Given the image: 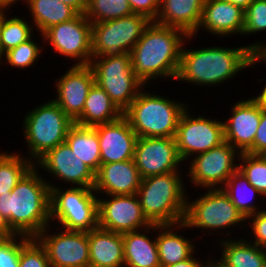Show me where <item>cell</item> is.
<instances>
[{
  "label": "cell",
  "mask_w": 266,
  "mask_h": 267,
  "mask_svg": "<svg viewBox=\"0 0 266 267\" xmlns=\"http://www.w3.org/2000/svg\"><path fill=\"white\" fill-rule=\"evenodd\" d=\"M250 222L251 232L250 235L254 238L249 240L253 244H256L259 247L266 248V209L251 215L247 218V221Z\"/></svg>",
  "instance_id": "40"
},
{
  "label": "cell",
  "mask_w": 266,
  "mask_h": 267,
  "mask_svg": "<svg viewBox=\"0 0 266 267\" xmlns=\"http://www.w3.org/2000/svg\"><path fill=\"white\" fill-rule=\"evenodd\" d=\"M133 160L142 179L178 171L183 163L173 137H138Z\"/></svg>",
  "instance_id": "16"
},
{
  "label": "cell",
  "mask_w": 266,
  "mask_h": 267,
  "mask_svg": "<svg viewBox=\"0 0 266 267\" xmlns=\"http://www.w3.org/2000/svg\"><path fill=\"white\" fill-rule=\"evenodd\" d=\"M245 10L225 0H205L202 9V16L193 35L197 37L198 31H208L217 37H229L234 34H241L244 30Z\"/></svg>",
  "instance_id": "21"
},
{
  "label": "cell",
  "mask_w": 266,
  "mask_h": 267,
  "mask_svg": "<svg viewBox=\"0 0 266 267\" xmlns=\"http://www.w3.org/2000/svg\"><path fill=\"white\" fill-rule=\"evenodd\" d=\"M4 54L2 53V49L0 46V64H2V59H3Z\"/></svg>",
  "instance_id": "51"
},
{
  "label": "cell",
  "mask_w": 266,
  "mask_h": 267,
  "mask_svg": "<svg viewBox=\"0 0 266 267\" xmlns=\"http://www.w3.org/2000/svg\"><path fill=\"white\" fill-rule=\"evenodd\" d=\"M192 38L180 29L152 21L130 52L134 75L145 86L158 78L176 79L182 45Z\"/></svg>",
  "instance_id": "1"
},
{
  "label": "cell",
  "mask_w": 266,
  "mask_h": 267,
  "mask_svg": "<svg viewBox=\"0 0 266 267\" xmlns=\"http://www.w3.org/2000/svg\"><path fill=\"white\" fill-rule=\"evenodd\" d=\"M266 31V0H254L244 14L242 35H254Z\"/></svg>",
  "instance_id": "38"
},
{
  "label": "cell",
  "mask_w": 266,
  "mask_h": 267,
  "mask_svg": "<svg viewBox=\"0 0 266 267\" xmlns=\"http://www.w3.org/2000/svg\"><path fill=\"white\" fill-rule=\"evenodd\" d=\"M17 233L11 228L8 220L0 213V236L2 238L13 237Z\"/></svg>",
  "instance_id": "45"
},
{
  "label": "cell",
  "mask_w": 266,
  "mask_h": 267,
  "mask_svg": "<svg viewBox=\"0 0 266 267\" xmlns=\"http://www.w3.org/2000/svg\"><path fill=\"white\" fill-rule=\"evenodd\" d=\"M141 181L134 160L101 164L96 173L94 191L98 196L137 194Z\"/></svg>",
  "instance_id": "22"
},
{
  "label": "cell",
  "mask_w": 266,
  "mask_h": 267,
  "mask_svg": "<svg viewBox=\"0 0 266 267\" xmlns=\"http://www.w3.org/2000/svg\"><path fill=\"white\" fill-rule=\"evenodd\" d=\"M33 166L7 194L0 195V213L20 235L35 238L50 220V187Z\"/></svg>",
  "instance_id": "2"
},
{
  "label": "cell",
  "mask_w": 266,
  "mask_h": 267,
  "mask_svg": "<svg viewBox=\"0 0 266 267\" xmlns=\"http://www.w3.org/2000/svg\"><path fill=\"white\" fill-rule=\"evenodd\" d=\"M106 196L103 199L98 196L99 228L123 234L151 225L142 211L137 194Z\"/></svg>",
  "instance_id": "15"
},
{
  "label": "cell",
  "mask_w": 266,
  "mask_h": 267,
  "mask_svg": "<svg viewBox=\"0 0 266 267\" xmlns=\"http://www.w3.org/2000/svg\"><path fill=\"white\" fill-rule=\"evenodd\" d=\"M230 3H233L236 6L241 7L243 10H246L248 6L254 1V0H225Z\"/></svg>",
  "instance_id": "48"
},
{
  "label": "cell",
  "mask_w": 266,
  "mask_h": 267,
  "mask_svg": "<svg viewBox=\"0 0 266 267\" xmlns=\"http://www.w3.org/2000/svg\"><path fill=\"white\" fill-rule=\"evenodd\" d=\"M266 152V106H262L261 119L254 139V155Z\"/></svg>",
  "instance_id": "42"
},
{
  "label": "cell",
  "mask_w": 266,
  "mask_h": 267,
  "mask_svg": "<svg viewBox=\"0 0 266 267\" xmlns=\"http://www.w3.org/2000/svg\"><path fill=\"white\" fill-rule=\"evenodd\" d=\"M19 1L20 0H0V9L9 10L10 6L14 5L16 2L19 3Z\"/></svg>",
  "instance_id": "49"
},
{
  "label": "cell",
  "mask_w": 266,
  "mask_h": 267,
  "mask_svg": "<svg viewBox=\"0 0 266 267\" xmlns=\"http://www.w3.org/2000/svg\"><path fill=\"white\" fill-rule=\"evenodd\" d=\"M31 237L17 234L0 239V267H19L20 251Z\"/></svg>",
  "instance_id": "37"
},
{
  "label": "cell",
  "mask_w": 266,
  "mask_h": 267,
  "mask_svg": "<svg viewBox=\"0 0 266 267\" xmlns=\"http://www.w3.org/2000/svg\"><path fill=\"white\" fill-rule=\"evenodd\" d=\"M232 106L229 119L223 121L225 141L239 153L254 154V139L262 106L251 97L239 100Z\"/></svg>",
  "instance_id": "18"
},
{
  "label": "cell",
  "mask_w": 266,
  "mask_h": 267,
  "mask_svg": "<svg viewBox=\"0 0 266 267\" xmlns=\"http://www.w3.org/2000/svg\"><path fill=\"white\" fill-rule=\"evenodd\" d=\"M133 13L141 14L155 21L160 10V0H128Z\"/></svg>",
  "instance_id": "41"
},
{
  "label": "cell",
  "mask_w": 266,
  "mask_h": 267,
  "mask_svg": "<svg viewBox=\"0 0 266 267\" xmlns=\"http://www.w3.org/2000/svg\"><path fill=\"white\" fill-rule=\"evenodd\" d=\"M175 100L150 93L149 90L146 92L144 86L123 116L137 137L175 138L179 118L188 107L184 102Z\"/></svg>",
  "instance_id": "5"
},
{
  "label": "cell",
  "mask_w": 266,
  "mask_h": 267,
  "mask_svg": "<svg viewBox=\"0 0 266 267\" xmlns=\"http://www.w3.org/2000/svg\"><path fill=\"white\" fill-rule=\"evenodd\" d=\"M92 23L85 14L54 25L40 34L42 41L56 54L75 60L74 65H89L92 58Z\"/></svg>",
  "instance_id": "13"
},
{
  "label": "cell",
  "mask_w": 266,
  "mask_h": 267,
  "mask_svg": "<svg viewBox=\"0 0 266 267\" xmlns=\"http://www.w3.org/2000/svg\"><path fill=\"white\" fill-rule=\"evenodd\" d=\"M23 118V133L29 149L26 157L33 164L49 150L64 143L74 124L53 100L32 108Z\"/></svg>",
  "instance_id": "6"
},
{
  "label": "cell",
  "mask_w": 266,
  "mask_h": 267,
  "mask_svg": "<svg viewBox=\"0 0 266 267\" xmlns=\"http://www.w3.org/2000/svg\"><path fill=\"white\" fill-rule=\"evenodd\" d=\"M60 1L70 5L79 14H85L87 8V0H60Z\"/></svg>",
  "instance_id": "46"
},
{
  "label": "cell",
  "mask_w": 266,
  "mask_h": 267,
  "mask_svg": "<svg viewBox=\"0 0 266 267\" xmlns=\"http://www.w3.org/2000/svg\"><path fill=\"white\" fill-rule=\"evenodd\" d=\"M237 156V157H236ZM240 153L228 142L197 154L187 163L189 181L194 187L206 189L222 188L228 178L238 170Z\"/></svg>",
  "instance_id": "12"
},
{
  "label": "cell",
  "mask_w": 266,
  "mask_h": 267,
  "mask_svg": "<svg viewBox=\"0 0 266 267\" xmlns=\"http://www.w3.org/2000/svg\"><path fill=\"white\" fill-rule=\"evenodd\" d=\"M151 230L155 231V224L123 233L124 267H161L156 236H148Z\"/></svg>",
  "instance_id": "26"
},
{
  "label": "cell",
  "mask_w": 266,
  "mask_h": 267,
  "mask_svg": "<svg viewBox=\"0 0 266 267\" xmlns=\"http://www.w3.org/2000/svg\"><path fill=\"white\" fill-rule=\"evenodd\" d=\"M257 95L258 96H253V99L261 106H266V83L264 84L261 92Z\"/></svg>",
  "instance_id": "47"
},
{
  "label": "cell",
  "mask_w": 266,
  "mask_h": 267,
  "mask_svg": "<svg viewBox=\"0 0 266 267\" xmlns=\"http://www.w3.org/2000/svg\"><path fill=\"white\" fill-rule=\"evenodd\" d=\"M7 12L10 11L0 9V46L3 54L34 37V26L31 21L29 23L15 15L9 17Z\"/></svg>",
  "instance_id": "32"
},
{
  "label": "cell",
  "mask_w": 266,
  "mask_h": 267,
  "mask_svg": "<svg viewBox=\"0 0 266 267\" xmlns=\"http://www.w3.org/2000/svg\"><path fill=\"white\" fill-rule=\"evenodd\" d=\"M143 178L137 196L144 215L151 224L171 225L184 222L187 190L183 172Z\"/></svg>",
  "instance_id": "4"
},
{
  "label": "cell",
  "mask_w": 266,
  "mask_h": 267,
  "mask_svg": "<svg viewBox=\"0 0 266 267\" xmlns=\"http://www.w3.org/2000/svg\"><path fill=\"white\" fill-rule=\"evenodd\" d=\"M37 32L43 34L50 27L75 18L79 13L60 0H24Z\"/></svg>",
  "instance_id": "29"
},
{
  "label": "cell",
  "mask_w": 266,
  "mask_h": 267,
  "mask_svg": "<svg viewBox=\"0 0 266 267\" xmlns=\"http://www.w3.org/2000/svg\"><path fill=\"white\" fill-rule=\"evenodd\" d=\"M152 21L141 14L92 23V57L130 53Z\"/></svg>",
  "instance_id": "10"
},
{
  "label": "cell",
  "mask_w": 266,
  "mask_h": 267,
  "mask_svg": "<svg viewBox=\"0 0 266 267\" xmlns=\"http://www.w3.org/2000/svg\"><path fill=\"white\" fill-rule=\"evenodd\" d=\"M194 254L188 259L178 262L167 267H206L207 262H202L201 259L195 258Z\"/></svg>",
  "instance_id": "44"
},
{
  "label": "cell",
  "mask_w": 266,
  "mask_h": 267,
  "mask_svg": "<svg viewBox=\"0 0 266 267\" xmlns=\"http://www.w3.org/2000/svg\"><path fill=\"white\" fill-rule=\"evenodd\" d=\"M215 260V261H214ZM210 259L207 261L206 267H226L224 264H222L218 259Z\"/></svg>",
  "instance_id": "50"
},
{
  "label": "cell",
  "mask_w": 266,
  "mask_h": 267,
  "mask_svg": "<svg viewBox=\"0 0 266 267\" xmlns=\"http://www.w3.org/2000/svg\"><path fill=\"white\" fill-rule=\"evenodd\" d=\"M133 14L128 0H87L85 16L91 23L118 19Z\"/></svg>",
  "instance_id": "34"
},
{
  "label": "cell",
  "mask_w": 266,
  "mask_h": 267,
  "mask_svg": "<svg viewBox=\"0 0 266 267\" xmlns=\"http://www.w3.org/2000/svg\"><path fill=\"white\" fill-rule=\"evenodd\" d=\"M205 0H160L155 23L182 30L187 36L198 29Z\"/></svg>",
  "instance_id": "23"
},
{
  "label": "cell",
  "mask_w": 266,
  "mask_h": 267,
  "mask_svg": "<svg viewBox=\"0 0 266 267\" xmlns=\"http://www.w3.org/2000/svg\"><path fill=\"white\" fill-rule=\"evenodd\" d=\"M182 228H185L184 222L171 225L155 224V231L158 234L156 243L161 267L184 261L195 253V247L197 246H195L194 242L190 238L186 239L183 234L180 235L178 233V229L181 231Z\"/></svg>",
  "instance_id": "25"
},
{
  "label": "cell",
  "mask_w": 266,
  "mask_h": 267,
  "mask_svg": "<svg viewBox=\"0 0 266 267\" xmlns=\"http://www.w3.org/2000/svg\"><path fill=\"white\" fill-rule=\"evenodd\" d=\"M49 228L35 239L45 249L51 267H89L88 232L63 229L52 234Z\"/></svg>",
  "instance_id": "14"
},
{
  "label": "cell",
  "mask_w": 266,
  "mask_h": 267,
  "mask_svg": "<svg viewBox=\"0 0 266 267\" xmlns=\"http://www.w3.org/2000/svg\"><path fill=\"white\" fill-rule=\"evenodd\" d=\"M226 239V240H225ZM222 238L221 258L226 267H266V248H262L247 238Z\"/></svg>",
  "instance_id": "27"
},
{
  "label": "cell",
  "mask_w": 266,
  "mask_h": 267,
  "mask_svg": "<svg viewBox=\"0 0 266 267\" xmlns=\"http://www.w3.org/2000/svg\"><path fill=\"white\" fill-rule=\"evenodd\" d=\"M47 183L51 224L56 221L62 229L86 232L98 227V195L93 188L71 186L63 189L51 181Z\"/></svg>",
  "instance_id": "7"
},
{
  "label": "cell",
  "mask_w": 266,
  "mask_h": 267,
  "mask_svg": "<svg viewBox=\"0 0 266 267\" xmlns=\"http://www.w3.org/2000/svg\"><path fill=\"white\" fill-rule=\"evenodd\" d=\"M67 72L56 79V98L52 100L75 122L83 112L89 90L95 83L89 65H71Z\"/></svg>",
  "instance_id": "19"
},
{
  "label": "cell",
  "mask_w": 266,
  "mask_h": 267,
  "mask_svg": "<svg viewBox=\"0 0 266 267\" xmlns=\"http://www.w3.org/2000/svg\"><path fill=\"white\" fill-rule=\"evenodd\" d=\"M19 267H51L45 249L35 238L21 249Z\"/></svg>",
  "instance_id": "39"
},
{
  "label": "cell",
  "mask_w": 266,
  "mask_h": 267,
  "mask_svg": "<svg viewBox=\"0 0 266 267\" xmlns=\"http://www.w3.org/2000/svg\"><path fill=\"white\" fill-rule=\"evenodd\" d=\"M0 153V195L11 192L34 164L20 153Z\"/></svg>",
  "instance_id": "33"
},
{
  "label": "cell",
  "mask_w": 266,
  "mask_h": 267,
  "mask_svg": "<svg viewBox=\"0 0 266 267\" xmlns=\"http://www.w3.org/2000/svg\"><path fill=\"white\" fill-rule=\"evenodd\" d=\"M239 162L238 170L266 197V159L263 155L240 153Z\"/></svg>",
  "instance_id": "35"
},
{
  "label": "cell",
  "mask_w": 266,
  "mask_h": 267,
  "mask_svg": "<svg viewBox=\"0 0 266 267\" xmlns=\"http://www.w3.org/2000/svg\"><path fill=\"white\" fill-rule=\"evenodd\" d=\"M89 66L95 83L107 93L122 113L145 86L134 75L130 53L92 57Z\"/></svg>",
  "instance_id": "8"
},
{
  "label": "cell",
  "mask_w": 266,
  "mask_h": 267,
  "mask_svg": "<svg viewBox=\"0 0 266 267\" xmlns=\"http://www.w3.org/2000/svg\"><path fill=\"white\" fill-rule=\"evenodd\" d=\"M248 46L253 50V58L251 59L249 67H254L259 62L266 63V43L258 41Z\"/></svg>",
  "instance_id": "43"
},
{
  "label": "cell",
  "mask_w": 266,
  "mask_h": 267,
  "mask_svg": "<svg viewBox=\"0 0 266 267\" xmlns=\"http://www.w3.org/2000/svg\"><path fill=\"white\" fill-rule=\"evenodd\" d=\"M42 51L44 50H42L41 46L32 37L28 41L5 52L3 56L5 58L2 61H6L4 63H8L12 68H28L33 66L34 63H37L40 55H42Z\"/></svg>",
  "instance_id": "36"
},
{
  "label": "cell",
  "mask_w": 266,
  "mask_h": 267,
  "mask_svg": "<svg viewBox=\"0 0 266 267\" xmlns=\"http://www.w3.org/2000/svg\"><path fill=\"white\" fill-rule=\"evenodd\" d=\"M182 45L180 64L175 80L195 86H218L248 68L253 58L249 46H224L185 49ZM240 71V72H239Z\"/></svg>",
  "instance_id": "3"
},
{
  "label": "cell",
  "mask_w": 266,
  "mask_h": 267,
  "mask_svg": "<svg viewBox=\"0 0 266 267\" xmlns=\"http://www.w3.org/2000/svg\"><path fill=\"white\" fill-rule=\"evenodd\" d=\"M247 222V219L234 206L229 196L222 188L207 189L205 194L198 195L194 201L190 202L187 198L185 212V230L188 228L202 229L212 231L230 227L242 228ZM244 225H241L243 224ZM205 229V230H204ZM221 229V230H220ZM220 230V231H219Z\"/></svg>",
  "instance_id": "9"
},
{
  "label": "cell",
  "mask_w": 266,
  "mask_h": 267,
  "mask_svg": "<svg viewBox=\"0 0 266 267\" xmlns=\"http://www.w3.org/2000/svg\"><path fill=\"white\" fill-rule=\"evenodd\" d=\"M36 163V168L50 173L51 177L60 179V182L63 180V183L73 187L94 189L96 173L73 154L66 142L49 150Z\"/></svg>",
  "instance_id": "17"
},
{
  "label": "cell",
  "mask_w": 266,
  "mask_h": 267,
  "mask_svg": "<svg viewBox=\"0 0 266 267\" xmlns=\"http://www.w3.org/2000/svg\"><path fill=\"white\" fill-rule=\"evenodd\" d=\"M193 116L188 106L177 125L175 140L182 162L225 142L223 120L210 119L204 115Z\"/></svg>",
  "instance_id": "11"
},
{
  "label": "cell",
  "mask_w": 266,
  "mask_h": 267,
  "mask_svg": "<svg viewBox=\"0 0 266 267\" xmlns=\"http://www.w3.org/2000/svg\"><path fill=\"white\" fill-rule=\"evenodd\" d=\"M93 127L100 144L101 164L133 160L138 137L123 115L116 121Z\"/></svg>",
  "instance_id": "20"
},
{
  "label": "cell",
  "mask_w": 266,
  "mask_h": 267,
  "mask_svg": "<svg viewBox=\"0 0 266 267\" xmlns=\"http://www.w3.org/2000/svg\"><path fill=\"white\" fill-rule=\"evenodd\" d=\"M65 142L73 154L95 173L98 172L101 165L100 144L94 127L74 123L68 130Z\"/></svg>",
  "instance_id": "30"
},
{
  "label": "cell",
  "mask_w": 266,
  "mask_h": 267,
  "mask_svg": "<svg viewBox=\"0 0 266 267\" xmlns=\"http://www.w3.org/2000/svg\"><path fill=\"white\" fill-rule=\"evenodd\" d=\"M222 189L246 219L261 211V205L258 209L259 206L255 205L254 199L256 196L264 195L254 188L239 170L228 178ZM253 200L254 202H252Z\"/></svg>",
  "instance_id": "31"
},
{
  "label": "cell",
  "mask_w": 266,
  "mask_h": 267,
  "mask_svg": "<svg viewBox=\"0 0 266 267\" xmlns=\"http://www.w3.org/2000/svg\"><path fill=\"white\" fill-rule=\"evenodd\" d=\"M89 267H124L123 234L97 227L88 231Z\"/></svg>",
  "instance_id": "24"
},
{
  "label": "cell",
  "mask_w": 266,
  "mask_h": 267,
  "mask_svg": "<svg viewBox=\"0 0 266 267\" xmlns=\"http://www.w3.org/2000/svg\"><path fill=\"white\" fill-rule=\"evenodd\" d=\"M123 113L107 93L96 83L92 85L84 103L82 115L74 122L81 126H96L118 120Z\"/></svg>",
  "instance_id": "28"
}]
</instances>
